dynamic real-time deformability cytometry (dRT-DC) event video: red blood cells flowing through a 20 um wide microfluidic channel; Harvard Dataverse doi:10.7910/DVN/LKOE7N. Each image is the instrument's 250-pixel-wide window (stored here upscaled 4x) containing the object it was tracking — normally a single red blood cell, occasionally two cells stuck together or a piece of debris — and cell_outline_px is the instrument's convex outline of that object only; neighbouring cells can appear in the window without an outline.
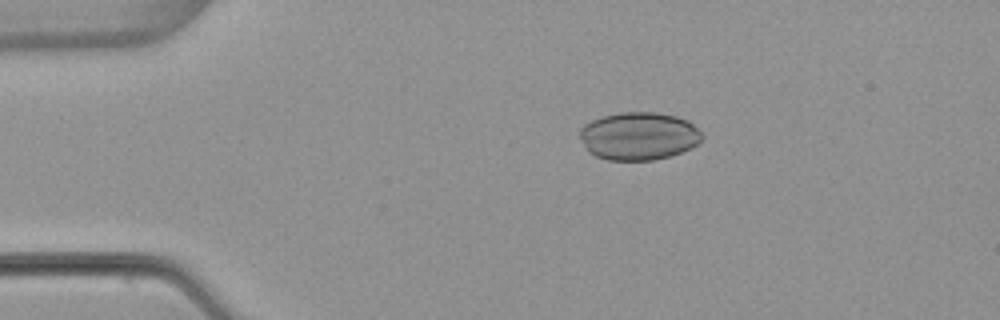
{"species": "common noctule bat (a hibernating species)", "species_latin": "Nyctalus noctula", "temperature_condition": "warm", "stored_images_in_passage": 44, "camera_frame_rate_fps": 3000, "um_per_image_px": 0.085, "animal": {"sex": "female", "body_mass_g": 22.7, "forearm_length_mm": 54.2}, "frame": {"image": 1, "passage_image": 2, "time_ms": 0.333, "image_size_px": [1000, 320], "cell_outline_px": [[704, 136], [692, 148], [668, 156], [652, 160], [608, 160], [596, 156], [588, 152], [580, 140], [580, 128], [584, 124], [592, 120], [604, 116], [620, 112], [656, 112], [676, 116], [688, 120]], "centroid_in_image_um": [54.27, 11.56], "position_along_channel_um": 30.7, "area_um2": 34.1}}
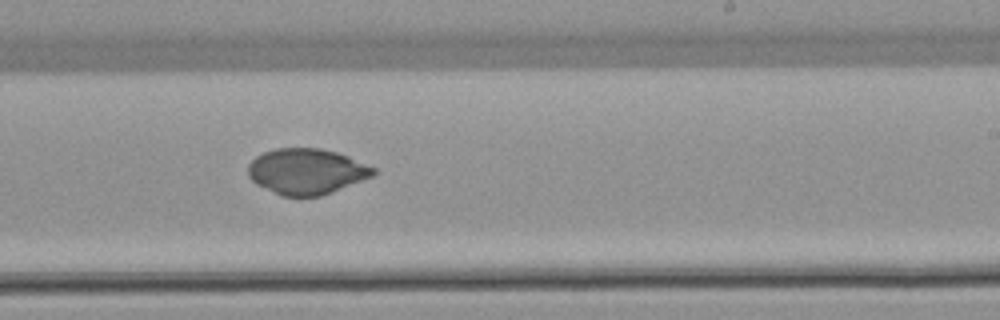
{"frame": {"image": 2, "passage_image": 24, "time_ms": 7.667, "image_size_px": [1000, 320], "cell_outline_px": [[376, 172], [372, 176], [332, 192], [320, 196], [284, 196], [256, 184], [248, 176], [248, 164], [256, 156], [264, 152], [276, 148], [320, 148], [336, 152], [348, 156], [376, 168]], "centroid_in_image_um": [26.05, 14.56], "position_along_channel_um": 263.0, "area_um2": 33.18}}
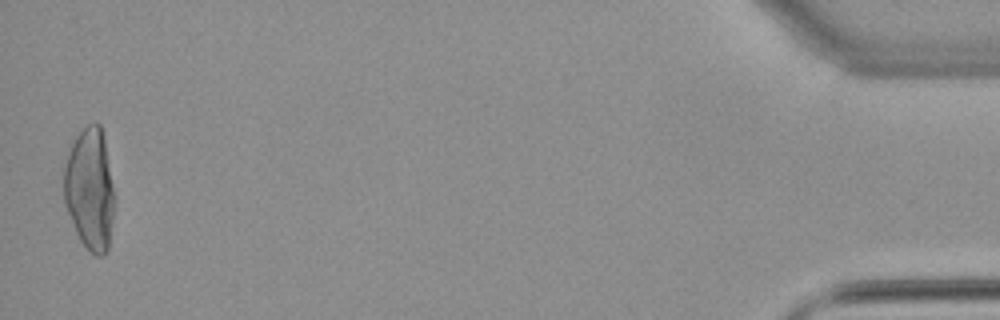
{"frame": {"image": 3, "passage_image": 44, "time_ms": 14.333, "image_size_px": [1000, 320], "cell_outline_px": [[112, 216], [108, 248], [100, 256], [96, 256], [80, 240], [76, 232], [64, 204], [64, 164], [68, 152], [76, 136], [88, 124], [100, 124], [104, 136], [112, 184]], "centroid_in_image_um": [7.6, 16.05], "position_along_channel_um": 427.6, "area_um2": 35.14}}